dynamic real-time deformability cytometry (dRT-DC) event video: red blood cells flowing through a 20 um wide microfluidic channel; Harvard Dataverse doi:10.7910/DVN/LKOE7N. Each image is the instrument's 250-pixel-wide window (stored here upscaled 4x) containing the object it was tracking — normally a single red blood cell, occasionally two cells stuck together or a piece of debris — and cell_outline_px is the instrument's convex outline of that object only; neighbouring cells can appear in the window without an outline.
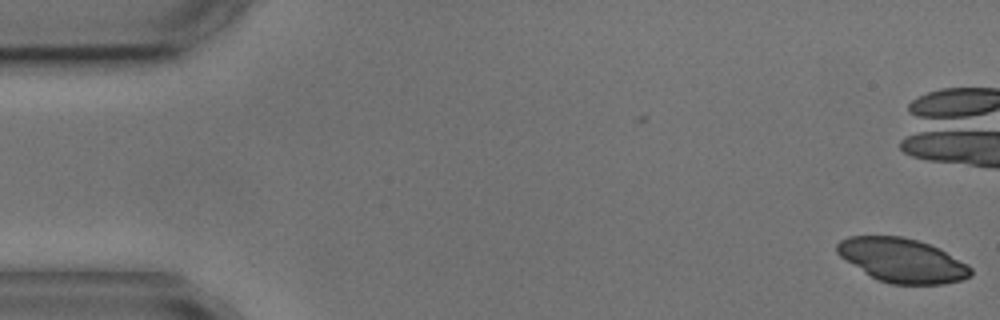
{"species": "common noctule bat (a hibernating species)", "species_latin": "Nyctalus noctula", "temperature_condition": "cold", "stored_images_in_passage": 2, "camera_frame_rate_fps": 3000, "um_per_image_px": 0.085, "animal": {"sex": "male", "body_mass_g": 17.9, "forearm_length_mm": 54.2}, "frame": {"image": 1, "passage_image": 2, "time_ms": 1.333, "image_size_px": [1000, 320], "cell_outline_px": [[972, 276], [960, 280], [944, 284], [892, 284], [880, 280], [864, 272], [840, 256], [836, 252], [836, 244], [840, 240], [848, 236], [900, 236], [916, 240], [940, 248], [968, 264], [972, 268]], "centroid_in_image_um": [76.71, 22.12], "position_along_channel_um": 8.3, "area_um2": 34.16}}